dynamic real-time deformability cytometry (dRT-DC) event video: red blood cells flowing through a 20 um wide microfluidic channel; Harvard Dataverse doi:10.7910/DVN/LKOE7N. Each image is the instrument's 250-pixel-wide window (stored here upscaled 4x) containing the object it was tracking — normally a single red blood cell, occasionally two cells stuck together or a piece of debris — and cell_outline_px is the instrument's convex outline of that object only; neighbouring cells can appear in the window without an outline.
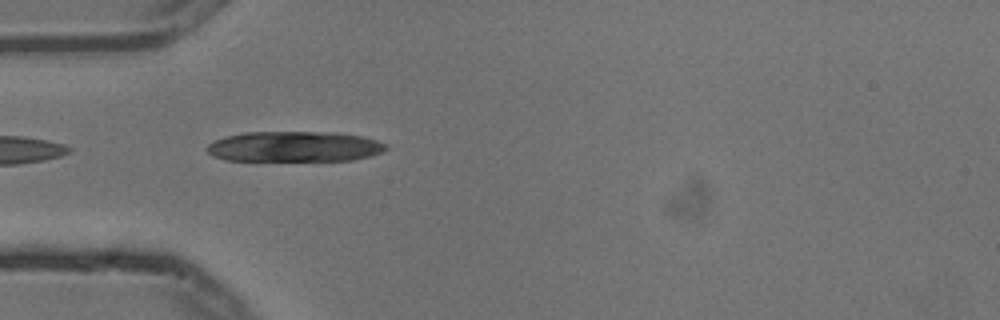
{"species": "common noctule bat (a hibernating species)", "species_latin": "Nyctalus noctula", "temperature_condition": "cold", "stored_images_in_passage": 6, "camera_frame_rate_fps": 3000, "um_per_image_px": 0.085, "animal": {"sex": "male", "body_mass_g": 13.3}, "frame": {"image": 1, "passage_image": 2, "time_ms": 0.333, "image_size_px": [1000, 320], "cell_outline_px": [[388, 148], [372, 156], [352, 160], [224, 160], [212, 156], [204, 148], [208, 144], [224, 136], [244, 132], [332, 132], [364, 136], [388, 144]], "centroid_in_image_um": [25.02, 12.45], "position_along_channel_um": 60.0, "area_um2": 31.91}}
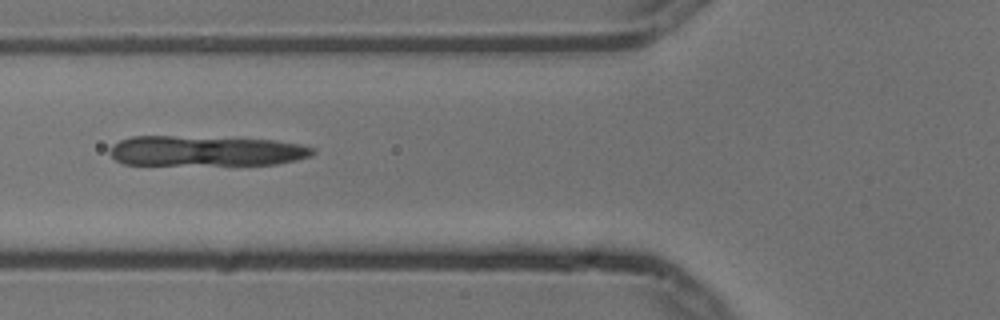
{"frame": {"image": 2, "passage_image": 3, "time_ms": 0.667, "image_size_px": [1000, 320], "cell_outline_px": [[316, 152], [312, 156], [296, 160], [276, 164], [124, 164], [116, 160], [108, 152], [120, 140], [132, 136], [172, 136], [276, 140], [300, 144], [316, 148]], "centroid_in_image_um": [17.56, 12.82], "position_along_channel_um": 108.2, "area_um2": 35.49}}